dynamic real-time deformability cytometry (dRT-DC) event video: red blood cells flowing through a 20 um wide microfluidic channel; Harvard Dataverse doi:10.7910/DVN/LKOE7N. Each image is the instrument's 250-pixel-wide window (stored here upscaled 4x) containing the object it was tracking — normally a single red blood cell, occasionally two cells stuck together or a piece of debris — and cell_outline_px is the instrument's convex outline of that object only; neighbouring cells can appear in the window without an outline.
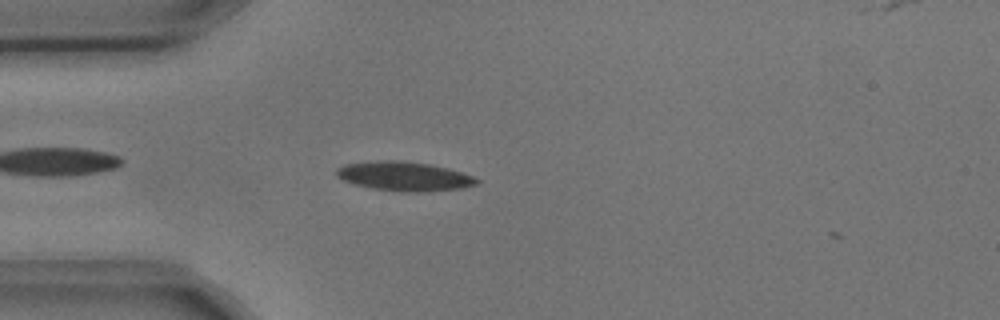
{"species": "common noctule bat (a hibernating species)", "species_latin": "Nyctalus noctula", "temperature_condition": "cold", "stored_images_in_passage": 1, "camera_frame_rate_fps": 3000, "um_per_image_px": 0.085, "animal": {"sex": "male", "body_mass_g": 17.9, "forearm_length_mm": 54.2}, "frame": {"image": 1, "passage_image": 1, "time_ms": 0.0, "image_size_px": [1000, 320], "cell_outline_px": [[480, 180], [476, 184], [460, 188], [420, 192], [404, 192], [372, 188], [356, 184], [344, 180], [336, 176], [336, 168], [344, 164], [380, 160], [400, 160], [428, 164], [448, 168], [472, 176]], "centroid_in_image_um": [34.33, 14.97], "position_along_channel_um": 50.7, "area_um2": 23.64}}